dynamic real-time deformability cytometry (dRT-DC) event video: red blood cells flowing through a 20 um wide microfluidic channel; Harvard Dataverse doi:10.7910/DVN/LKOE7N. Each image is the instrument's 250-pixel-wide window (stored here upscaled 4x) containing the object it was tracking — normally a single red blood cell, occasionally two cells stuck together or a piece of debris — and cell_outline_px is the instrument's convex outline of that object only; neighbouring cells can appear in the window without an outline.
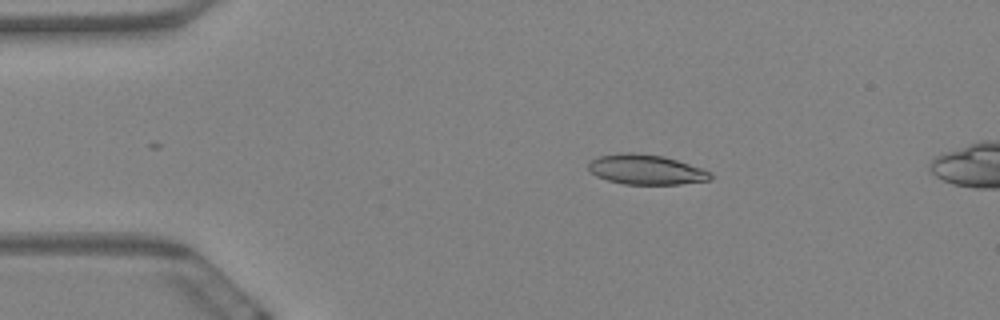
{"species": "Egyptian fruit bat (a non-hibernating species)", "species_latin": "Rousettus aegyptiacus", "temperature_condition": "warm", "stored_images_in_passage": 8, "camera_frame_rate_fps": 3000, "um_per_image_px": 0.085, "animal": {"sex": "female"}, "frame": {"image": 1, "passage_image": 2, "time_ms": 0.333, "image_size_px": [1000, 320], "cell_outline_px": [[712, 180], [680, 184], [624, 184], [608, 180], [596, 176], [588, 168], [588, 164], [592, 160], [600, 156], [620, 152], [636, 152], [664, 156], [712, 172]], "centroid_in_image_um": [54.92, 14.41], "position_along_channel_um": 30.1, "area_um2": 21.27}}